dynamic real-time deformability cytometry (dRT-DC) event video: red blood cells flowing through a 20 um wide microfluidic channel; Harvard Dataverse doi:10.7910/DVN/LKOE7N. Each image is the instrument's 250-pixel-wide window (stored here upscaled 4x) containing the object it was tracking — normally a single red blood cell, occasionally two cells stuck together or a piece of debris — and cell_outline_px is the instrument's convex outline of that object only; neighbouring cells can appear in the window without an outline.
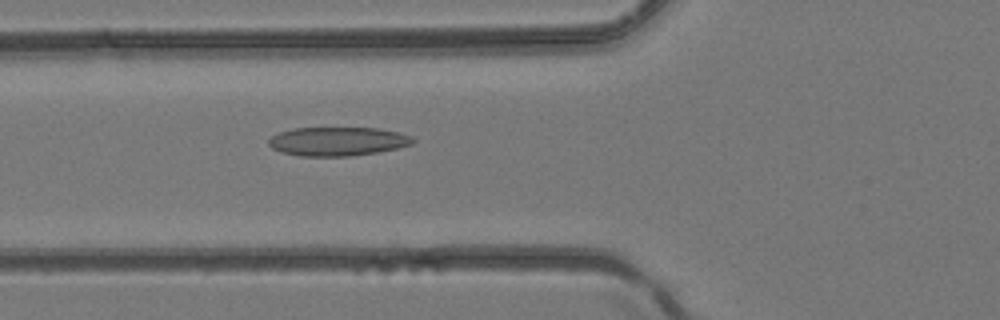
{"species": "common noctule bat (a hibernating species)", "species_latin": "Nyctalus noctula", "temperature_condition": "room temperature", "stored_images_in_passage": 42, "camera_frame_rate_fps": 3000, "um_per_image_px": 0.085, "animal": {"sex": "female", "body_mass_g": 24.6, "forearm_length_mm": 56.2}, "frame": {"image": 1, "passage_image": 16, "time_ms": 5.0, "image_size_px": [1000, 320], "cell_outline_px": [[416, 140], [412, 144], [396, 148], [376, 152], [352, 156], [300, 156], [280, 152], [272, 148], [268, 144], [268, 140], [272, 136], [280, 132], [292, 128], [380, 128], [400, 132], [412, 136]], "centroid_in_image_um": [28.7, 12.01], "position_along_channel_um": 97.1, "area_um2": 24.33}}
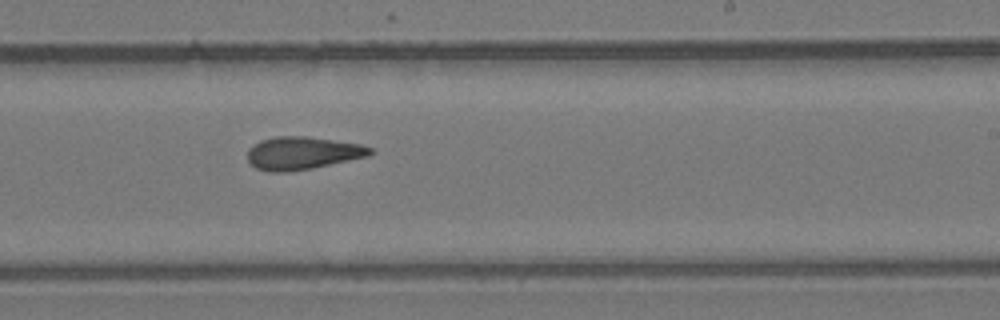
{"frame": {"image": 2, "passage_image": 26, "time_ms": 8.333, "image_size_px": [1000, 320], "cell_outline_px": [[376, 152], [368, 156], [312, 168], [288, 172], [268, 172], [256, 168], [248, 160], [248, 148], [252, 144], [260, 140], [276, 136], [304, 136], [360, 144], [372, 148]], "centroid_in_image_um": [25.69, 13.01], "position_along_channel_um": 263.3, "area_um2": 23.47}}
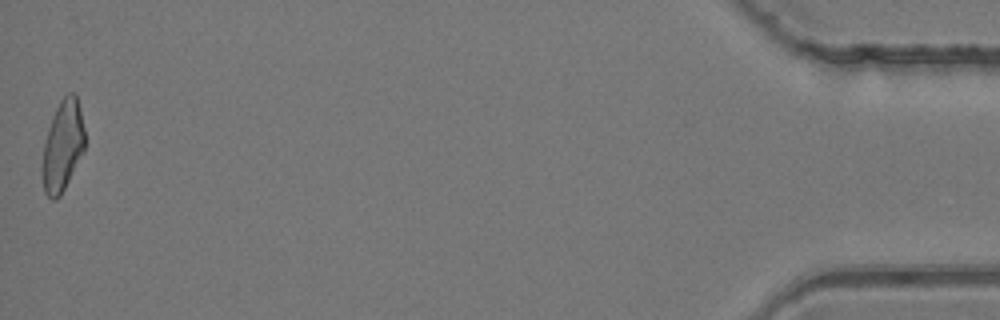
{"frame": {"image": 3, "passage_image": 42, "time_ms": 13.667, "image_size_px": [1000, 320], "cell_outline_px": [[84, 152], [60, 196], [56, 200], [52, 200], [44, 192], [44, 144], [48, 128], [52, 116], [60, 100], [68, 92], [76, 92], [80, 108], [84, 128]], "centroid_in_image_um": [5.36, 12.35], "position_along_channel_um": 429.8, "area_um2": 22.14}}